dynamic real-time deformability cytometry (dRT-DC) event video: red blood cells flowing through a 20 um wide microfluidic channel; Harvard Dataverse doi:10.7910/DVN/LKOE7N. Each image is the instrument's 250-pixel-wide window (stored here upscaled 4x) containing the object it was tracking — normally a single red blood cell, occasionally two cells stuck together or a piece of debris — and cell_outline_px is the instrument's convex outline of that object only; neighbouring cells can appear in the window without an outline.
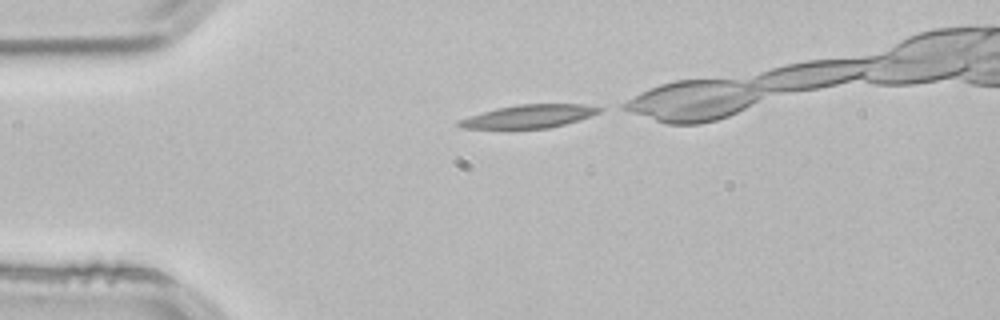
{"species": "common noctule bat (a hibernating species)", "species_latin": "Nyctalus noctula", "temperature_condition": "room temperature", "stored_images_in_passage": 31, "camera_frame_rate_fps": 3000, "um_per_image_px": 0.085, "animal": {"sex": "male", "body_mass_g": 21.5, "forearm_length_mm": 52.0}, "frame": {"image": 1, "passage_image": 1, "time_ms": 0.0, "image_size_px": [1000, 320], "cell_outline_px": [[604, 108], [600, 112], [564, 124], [548, 128], [460, 128], [456, 124], [456, 120], [468, 116], [496, 108], [516, 104], [584, 104]], "centroid_in_image_um": [44.91, 9.87], "position_along_channel_um": 40.1, "area_um2": 18.84}}
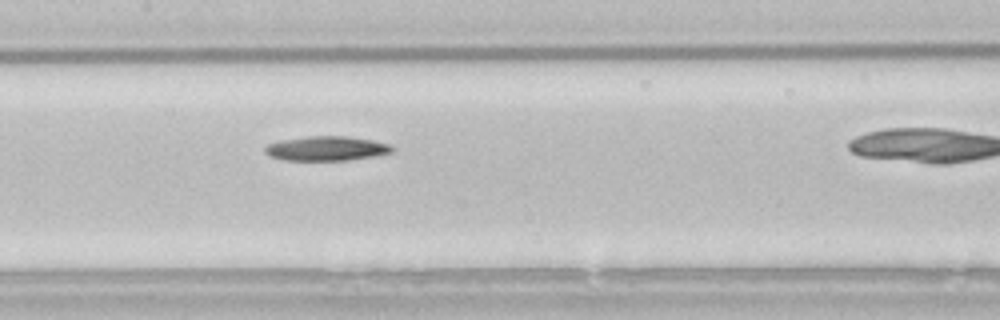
{"frame": {"image": 2, "passage_image": 14, "time_ms": 4.333, "image_size_px": [1000, 320], "cell_outline_px": [[392, 152], [376, 156], [348, 160], [284, 160], [268, 156], [264, 152], [264, 148], [268, 144], [284, 140], [308, 136], [344, 136], [372, 140], [388, 144], [392, 148]], "centroid_in_image_um": [27.72, 12.63], "position_along_channel_um": 179.7, "area_um2": 17.98}}